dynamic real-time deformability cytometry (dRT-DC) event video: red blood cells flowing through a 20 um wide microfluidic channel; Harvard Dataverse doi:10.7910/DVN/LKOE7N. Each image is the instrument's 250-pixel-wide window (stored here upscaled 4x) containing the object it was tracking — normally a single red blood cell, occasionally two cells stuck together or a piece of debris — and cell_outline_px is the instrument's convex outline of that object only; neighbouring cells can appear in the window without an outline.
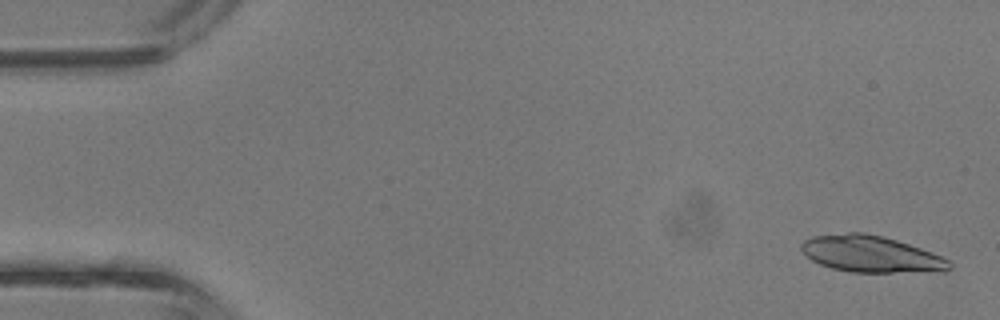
{"species": "common noctule bat (a hibernating species)", "species_latin": "Nyctalus noctula", "temperature_condition": "room temperature", "stored_images_in_passage": 11, "camera_frame_rate_fps": 3000, "um_per_image_px": 0.085, "animal": {"sex": "male", "body_mass_g": 13.3}, "frame": {"image": 1, "passage_image": 2, "time_ms": 0.333, "image_size_px": [1000, 320], "cell_outline_px": [[952, 268], [948, 272], [852, 272], [832, 268], [820, 264], [812, 260], [800, 248], [800, 244], [804, 240], [812, 236], [848, 232], [864, 232], [884, 236], [932, 252], [948, 260], [952, 264]], "centroid_in_image_um": [74.06, 21.6], "position_along_channel_um": 10.9, "area_um2": 31.67}}